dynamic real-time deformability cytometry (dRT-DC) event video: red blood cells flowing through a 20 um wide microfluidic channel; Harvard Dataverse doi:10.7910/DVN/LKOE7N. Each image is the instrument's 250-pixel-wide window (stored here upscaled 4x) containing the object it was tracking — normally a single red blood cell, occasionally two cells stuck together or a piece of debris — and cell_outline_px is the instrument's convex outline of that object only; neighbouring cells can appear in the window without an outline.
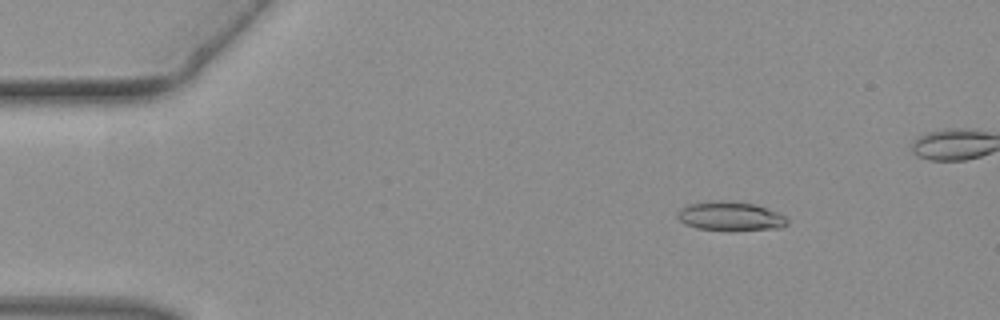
{"species": "common noctule bat (a hibernating species)", "species_latin": "Nyctalus noctula", "temperature_condition": "warm", "stored_images_in_passage": 33, "camera_frame_rate_fps": 3000, "um_per_image_px": 0.085, "animal": {"sex": "female", "body_mass_g": 19.3, "forearm_length_mm": 54.1}, "frame": {"image": 1, "passage_image": 7, "time_ms": 2.0, "image_size_px": [1000, 320], "cell_outline_px": [[788, 224], [780, 228], [732, 232], [728, 232], [696, 228], [684, 224], [676, 216], [676, 212], [680, 208], [688, 204], [756, 204], [776, 212], [784, 216], [788, 220]], "centroid_in_image_um": [62.1, 18.48], "position_along_channel_um": 22.9, "area_um2": 18.09}}
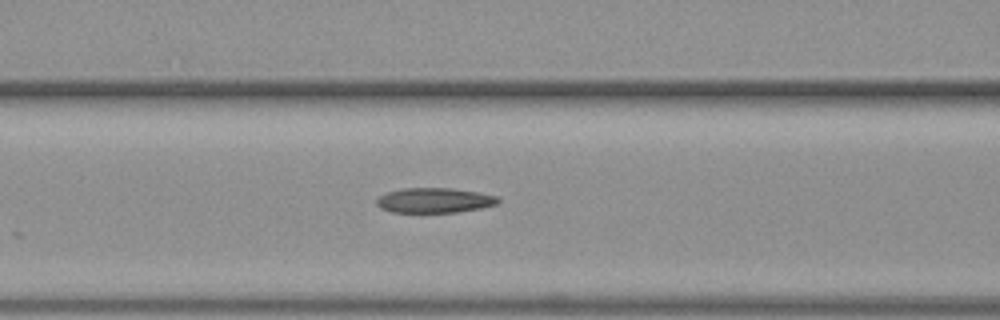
{"frame": {"image": 2, "passage_image": 20, "time_ms": 6.333, "image_size_px": [1000, 320], "cell_outline_px": [[500, 200], [496, 204], [480, 208], [456, 212], [420, 216], [392, 212], [380, 208], [376, 204], [376, 200], [380, 196], [388, 192], [404, 188], [452, 188], [476, 192], [496, 196]], "centroid_in_image_um": [36.85, 17.08], "position_along_channel_um": 129.8, "area_um2": 18.38}}
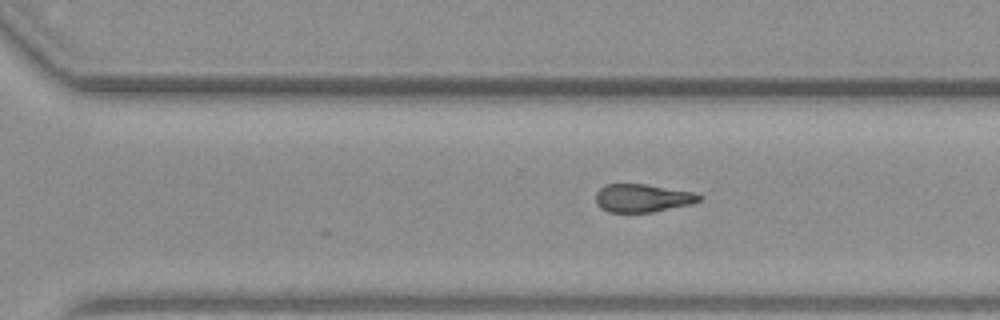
{"frame": {"image": 3, "passage_image": 33, "time_ms": 10.667, "image_size_px": [1000, 320], "cell_outline_px": [[704, 196], [700, 200], [692, 204], [652, 212], [608, 212], [600, 208], [596, 204], [596, 192], [604, 184], [644, 184], [696, 192]], "centroid_in_image_um": [54.62, 16.83], "position_along_channel_um": 316.0, "area_um2": 17.11}}